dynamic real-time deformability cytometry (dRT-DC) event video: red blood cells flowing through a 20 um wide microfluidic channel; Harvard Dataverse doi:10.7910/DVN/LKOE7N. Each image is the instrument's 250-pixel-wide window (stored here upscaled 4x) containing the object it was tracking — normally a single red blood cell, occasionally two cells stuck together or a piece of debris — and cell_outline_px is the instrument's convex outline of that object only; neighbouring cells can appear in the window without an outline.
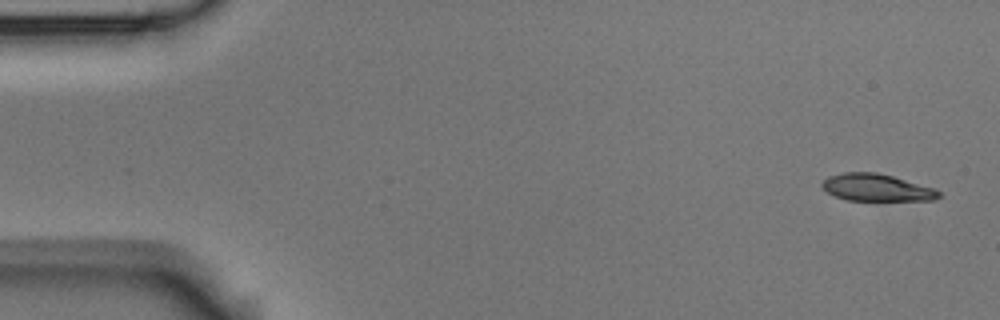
{"species": "Egyptian fruit bat (a non-hibernating species)", "species_latin": "Rousettus aegyptiacus", "temperature_condition": "room temperature", "stored_images_in_passage": 5, "camera_frame_rate_fps": 3000, "um_per_image_px": 0.085, "animal": {"sex": "male"}, "frame": {"image": 1, "passage_image": 1, "time_ms": 0.0, "image_size_px": [1000, 320], "cell_outline_px": [[940, 196], [936, 200], [848, 200], [836, 196], [828, 192], [820, 184], [828, 176], [844, 172], [876, 172], [892, 176], [932, 188], [940, 192]], "centroid_in_image_um": [74.48, 15.94], "position_along_channel_um": 10.5, "area_um2": 18.15}}
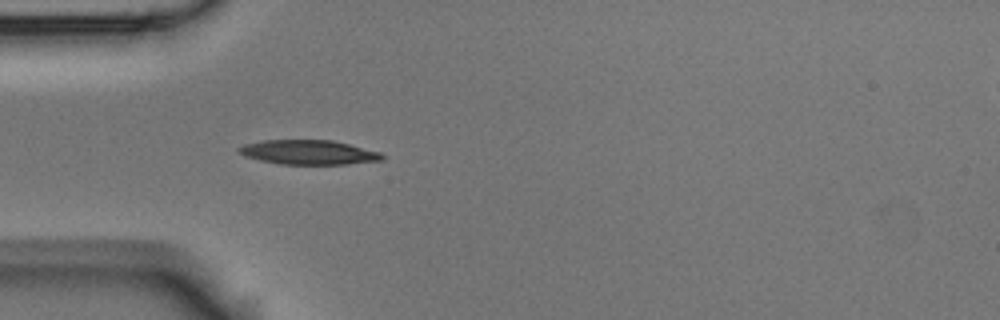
{"frame": {"image": 2, "passage_image": 5, "time_ms": 1.333, "image_size_px": [1000, 320], "cell_outline_px": [[384, 160], [348, 164], [280, 164], [260, 160], [244, 156], [236, 152], [236, 148], [244, 144], [264, 140], [332, 140], [380, 152], [384, 156]], "centroid_in_image_um": [26.19, 12.94], "position_along_channel_um": 58.8, "area_um2": 20.46}}